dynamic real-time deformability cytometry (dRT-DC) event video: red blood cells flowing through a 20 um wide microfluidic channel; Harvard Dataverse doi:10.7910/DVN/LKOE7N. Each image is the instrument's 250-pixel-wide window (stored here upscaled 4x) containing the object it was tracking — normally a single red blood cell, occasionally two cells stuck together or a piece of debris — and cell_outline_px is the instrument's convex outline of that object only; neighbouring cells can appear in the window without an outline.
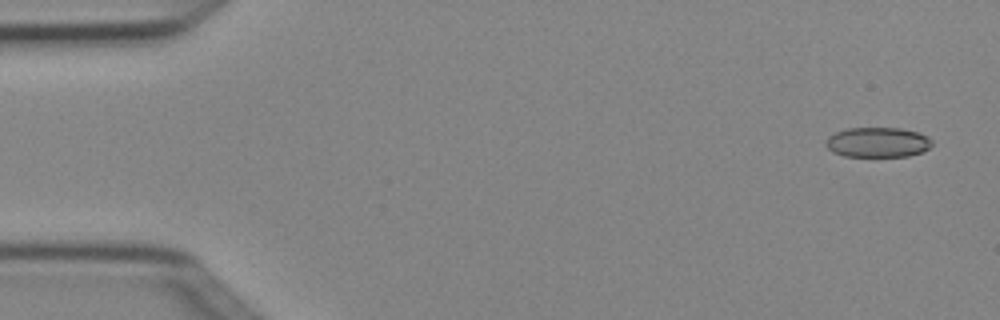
{"species": "Egyptian fruit bat (a non-hibernating species)", "species_latin": "Rousettus aegyptiacus", "temperature_condition": "cold", "stored_images_in_passage": 6, "camera_frame_rate_fps": 3000, "um_per_image_px": 0.085, "animal": {"sex": "female"}, "frame": {"image": 1, "passage_image": 1, "time_ms": 0.0, "image_size_px": [1000, 320], "cell_outline_px": [[932, 144], [924, 152], [908, 156], [844, 156], [832, 152], [824, 144], [828, 136], [836, 132], [848, 128], [900, 128], [920, 132], [928, 136], [932, 140]], "centroid_in_image_um": [74.62, 12.09], "position_along_channel_um": 10.4, "area_um2": 18.73}}
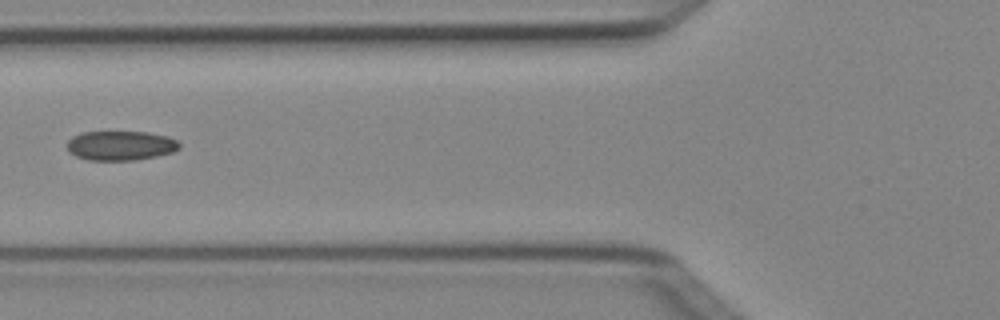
{"frame": {"image": 2, "passage_image": 5, "time_ms": 1.333, "image_size_px": [1000, 320], "cell_outline_px": [[180, 148], [172, 152], [156, 156], [136, 160], [88, 160], [76, 156], [68, 152], [68, 140], [72, 136], [84, 132], [148, 132], [168, 136], [176, 140], [180, 144]], "centroid_in_image_um": [10.25, 12.37], "position_along_channel_um": 115.5, "area_um2": 19.31}}
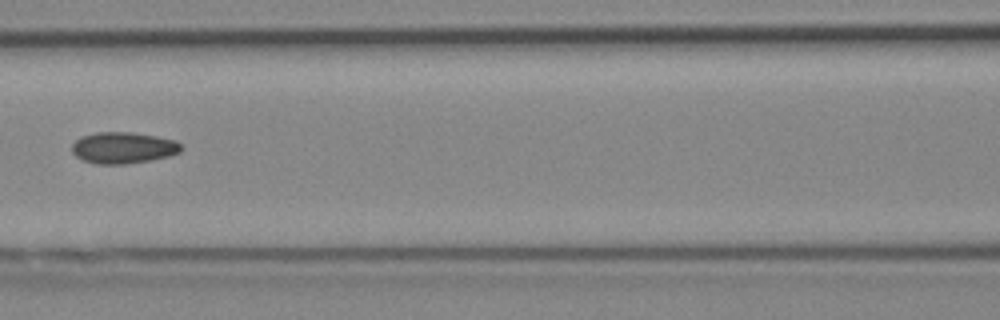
{"frame": {"image": 3, "passage_image": 6, "time_ms": 1.667, "image_size_px": [1000, 320], "cell_outline_px": [[184, 148], [180, 152], [168, 156], [152, 160], [124, 164], [96, 164], [84, 160], [76, 156], [72, 152], [72, 144], [80, 136], [96, 132], [132, 132], [156, 136], [176, 140]], "centroid_in_image_um": [10.48, 12.55], "position_along_channel_um": 156.1, "area_um2": 20.11}}